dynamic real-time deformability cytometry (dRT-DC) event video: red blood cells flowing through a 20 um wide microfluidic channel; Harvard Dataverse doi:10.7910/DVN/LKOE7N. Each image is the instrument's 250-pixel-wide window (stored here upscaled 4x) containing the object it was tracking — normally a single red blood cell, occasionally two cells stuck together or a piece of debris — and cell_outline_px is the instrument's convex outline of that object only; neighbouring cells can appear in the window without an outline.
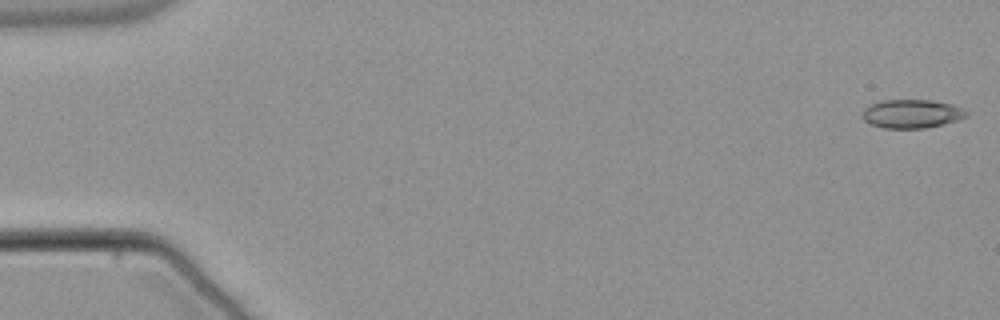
{"species": "common noctule bat (a hibernating species)", "species_latin": "Nyctalus noctula", "temperature_condition": "warm", "stored_images_in_passage": 54, "camera_frame_rate_fps": 3000, "um_per_image_px": 0.085, "animal": {"sex": "male", "body_mass_g": 21.5, "forearm_length_mm": 52.0}, "frame": {"image": 1, "passage_image": 1, "time_ms": 0.0, "image_size_px": [1000, 320], "cell_outline_px": [[968, 116], [956, 120], [924, 128], [884, 128], [868, 124], [860, 116], [864, 108], [872, 104], [884, 100], [928, 100], [952, 104], [968, 112]], "centroid_in_image_um": [77.44, 9.67], "position_along_channel_um": 7.6, "area_um2": 17.22}}
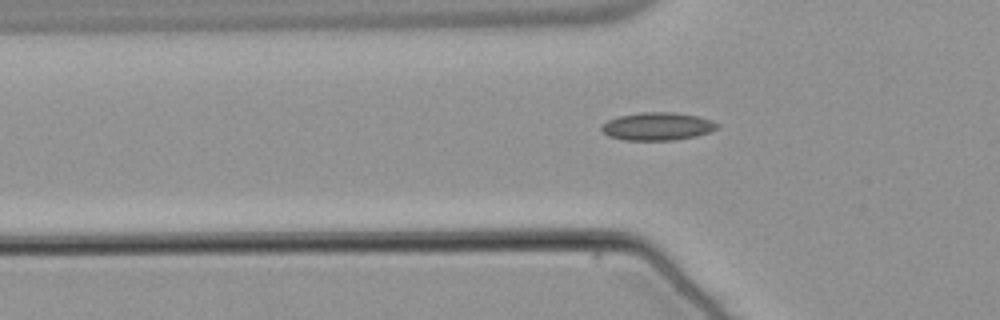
{"frame": {"image": 2, "passage_image": 18, "time_ms": 5.667, "image_size_px": [1000, 320], "cell_outline_px": [[720, 124], [716, 128], [708, 132], [696, 136], [672, 140], [624, 140], [608, 136], [600, 128], [600, 124], [608, 120], [620, 116], [640, 112], [672, 112], [696, 116], [712, 120]], "centroid_in_image_um": [55.85, 10.74], "position_along_channel_um": 70.0, "area_um2": 18.73}}
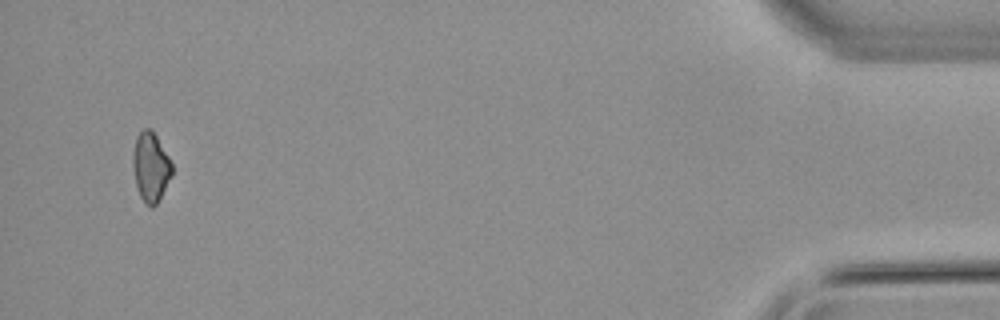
{"frame": {"image": 3, "passage_image": 52, "time_ms": 17.0, "image_size_px": [1000, 320], "cell_outline_px": [[172, 176], [156, 204], [152, 208], [140, 196], [136, 184], [132, 168], [132, 156], [136, 136], [144, 128], [152, 128], [168, 156], [172, 164]], "centroid_in_image_um": [12.8, 14.15], "position_along_channel_um": 422.4, "area_um2": 15.72}, "authors_computed_cell_mechanics": {"area_um2": 16.9932, "velocity_mm_per_s": 3.8148, "shape_relaxation_time_tau1_ms": null, "shape_relaxation_time_tau2_ms": 9.6165, "deformation_change_tau1": null, "deformation_change_tau2": 0.1543}}